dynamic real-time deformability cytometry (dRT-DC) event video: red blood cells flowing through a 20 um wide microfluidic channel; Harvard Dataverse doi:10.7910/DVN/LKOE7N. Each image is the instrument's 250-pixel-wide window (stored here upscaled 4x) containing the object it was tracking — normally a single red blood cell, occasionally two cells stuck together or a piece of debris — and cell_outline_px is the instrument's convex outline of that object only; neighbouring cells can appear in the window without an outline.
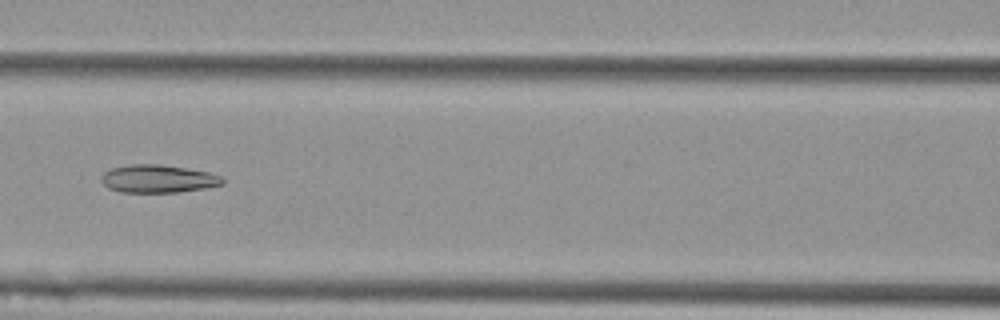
{"species": "Egyptian fruit bat (a non-hibernating species)", "species_latin": "Rousettus aegyptiacus", "temperature_condition": "cold", "stored_images_in_passage": 39, "camera_frame_rate_fps": 3000, "um_per_image_px": 0.085, "animal": {"sex": "female"}, "frame": {"image": 1, "passage_image": 16, "time_ms": 5.0, "image_size_px": [1000, 320], "cell_outline_px": [[224, 184], [204, 188], [176, 192], [120, 192], [108, 188], [100, 180], [100, 176], [104, 172], [112, 168], [132, 164], [160, 164], [208, 172], [220, 176], [224, 180]], "centroid_in_image_um": [13.4, 15.2], "position_along_channel_um": 153.2, "area_um2": 19.59}}
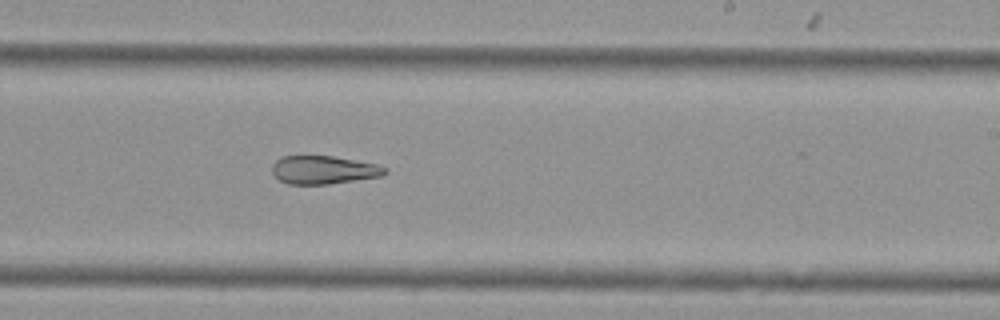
{"frame": {"image": 2, "passage_image": 25, "time_ms": 8.0, "image_size_px": [1000, 320], "cell_outline_px": [[388, 172], [384, 176], [328, 184], [288, 184], [280, 180], [272, 172], [272, 164], [276, 160], [284, 156], [332, 156], [380, 164], [388, 168]], "centroid_in_image_um": [27.57, 14.44], "position_along_channel_um": 261.4, "area_um2": 18.73}}
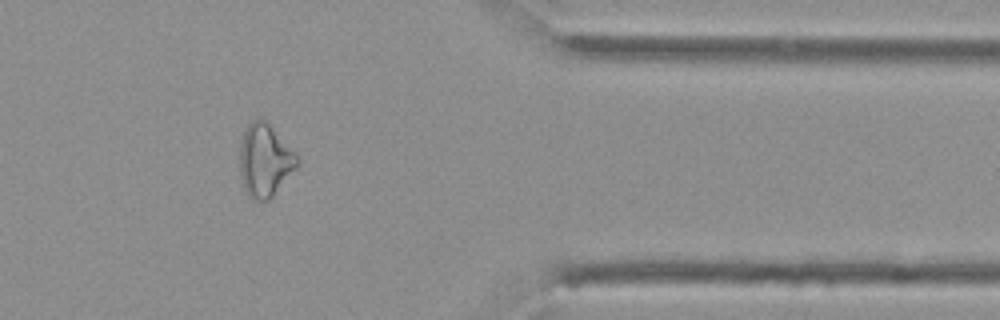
{"frame": {"image": 3, "passage_image": 37, "time_ms": 12.0, "image_size_px": [1000, 320], "cell_outline_px": [[300, 160], [296, 168], [272, 196], [268, 200], [252, 200], [248, 196], [244, 188], [240, 172], [240, 140], [248, 124], [252, 120], [260, 116], [300, 156]], "centroid_in_image_um": [22.51, 13.62], "position_along_channel_um": 388.9, "area_um2": 24.33}, "authors_computed_cell_mechanics": {"area_um2": 20.3456, "velocity_mm_per_s": 3.638, "shape_relaxation_time_tau1_ms": null, "shape_relaxation_time_tau2_ms": 5.6502, "deformation_change_tau1": null, "deformation_change_tau2": 0.1607}}